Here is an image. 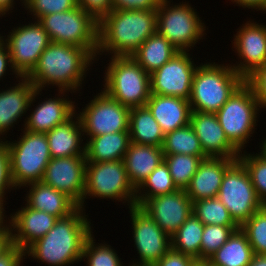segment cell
I'll return each instance as SVG.
<instances>
[{"label": "cell", "instance_id": "1", "mask_svg": "<svg viewBox=\"0 0 266 266\" xmlns=\"http://www.w3.org/2000/svg\"><path fill=\"white\" fill-rule=\"evenodd\" d=\"M156 32V9L111 10L99 21L97 54L110 51L113 56H132Z\"/></svg>", "mask_w": 266, "mask_h": 266}, {"label": "cell", "instance_id": "2", "mask_svg": "<svg viewBox=\"0 0 266 266\" xmlns=\"http://www.w3.org/2000/svg\"><path fill=\"white\" fill-rule=\"evenodd\" d=\"M94 58L84 48L51 42L26 78L39 90L46 84H55L61 94L74 91L81 86L83 75Z\"/></svg>", "mask_w": 266, "mask_h": 266}, {"label": "cell", "instance_id": "3", "mask_svg": "<svg viewBox=\"0 0 266 266\" xmlns=\"http://www.w3.org/2000/svg\"><path fill=\"white\" fill-rule=\"evenodd\" d=\"M83 210L78 207L70 215L57 219L53 228L32 243L25 254L50 266H67L82 260L85 240L91 234L90 222Z\"/></svg>", "mask_w": 266, "mask_h": 266}, {"label": "cell", "instance_id": "4", "mask_svg": "<svg viewBox=\"0 0 266 266\" xmlns=\"http://www.w3.org/2000/svg\"><path fill=\"white\" fill-rule=\"evenodd\" d=\"M244 82L245 79L228 65L214 62L197 66L188 100L191 110L216 113Z\"/></svg>", "mask_w": 266, "mask_h": 266}, {"label": "cell", "instance_id": "5", "mask_svg": "<svg viewBox=\"0 0 266 266\" xmlns=\"http://www.w3.org/2000/svg\"><path fill=\"white\" fill-rule=\"evenodd\" d=\"M103 90L129 108L143 107L151 95L150 74L132 56H113Z\"/></svg>", "mask_w": 266, "mask_h": 266}, {"label": "cell", "instance_id": "6", "mask_svg": "<svg viewBox=\"0 0 266 266\" xmlns=\"http://www.w3.org/2000/svg\"><path fill=\"white\" fill-rule=\"evenodd\" d=\"M39 22L51 42L81 47L97 56L99 22L80 6L66 12L48 14Z\"/></svg>", "mask_w": 266, "mask_h": 266}, {"label": "cell", "instance_id": "7", "mask_svg": "<svg viewBox=\"0 0 266 266\" xmlns=\"http://www.w3.org/2000/svg\"><path fill=\"white\" fill-rule=\"evenodd\" d=\"M23 132L18 142L5 141L10 154L11 178L16 188L41 182L52 158L45 133Z\"/></svg>", "mask_w": 266, "mask_h": 266}, {"label": "cell", "instance_id": "8", "mask_svg": "<svg viewBox=\"0 0 266 266\" xmlns=\"http://www.w3.org/2000/svg\"><path fill=\"white\" fill-rule=\"evenodd\" d=\"M258 107L252 88L244 82L215 113L228 140L240 152L254 132Z\"/></svg>", "mask_w": 266, "mask_h": 266}, {"label": "cell", "instance_id": "9", "mask_svg": "<svg viewBox=\"0 0 266 266\" xmlns=\"http://www.w3.org/2000/svg\"><path fill=\"white\" fill-rule=\"evenodd\" d=\"M217 197L239 227L264 206L239 160L225 172Z\"/></svg>", "mask_w": 266, "mask_h": 266}, {"label": "cell", "instance_id": "10", "mask_svg": "<svg viewBox=\"0 0 266 266\" xmlns=\"http://www.w3.org/2000/svg\"><path fill=\"white\" fill-rule=\"evenodd\" d=\"M87 196L128 201L136 206V189L130 183L124 161L87 162L84 199Z\"/></svg>", "mask_w": 266, "mask_h": 266}, {"label": "cell", "instance_id": "11", "mask_svg": "<svg viewBox=\"0 0 266 266\" xmlns=\"http://www.w3.org/2000/svg\"><path fill=\"white\" fill-rule=\"evenodd\" d=\"M168 0H162L157 11V32L164 36L179 51H189V47L204 35V23L187 3L169 6Z\"/></svg>", "mask_w": 266, "mask_h": 266}, {"label": "cell", "instance_id": "12", "mask_svg": "<svg viewBox=\"0 0 266 266\" xmlns=\"http://www.w3.org/2000/svg\"><path fill=\"white\" fill-rule=\"evenodd\" d=\"M5 40L11 57L12 71L19 77H26L51 43L49 35L37 20L12 30Z\"/></svg>", "mask_w": 266, "mask_h": 266}, {"label": "cell", "instance_id": "13", "mask_svg": "<svg viewBox=\"0 0 266 266\" xmlns=\"http://www.w3.org/2000/svg\"><path fill=\"white\" fill-rule=\"evenodd\" d=\"M99 94L78 114L83 132L93 137L129 131L130 108L110 97L104 90Z\"/></svg>", "mask_w": 266, "mask_h": 266}, {"label": "cell", "instance_id": "14", "mask_svg": "<svg viewBox=\"0 0 266 266\" xmlns=\"http://www.w3.org/2000/svg\"><path fill=\"white\" fill-rule=\"evenodd\" d=\"M86 165V155L51 158L41 182L64 193L83 208Z\"/></svg>", "mask_w": 266, "mask_h": 266}, {"label": "cell", "instance_id": "15", "mask_svg": "<svg viewBox=\"0 0 266 266\" xmlns=\"http://www.w3.org/2000/svg\"><path fill=\"white\" fill-rule=\"evenodd\" d=\"M133 239L140 261L134 266H153L171 249V237L140 207H130ZM169 239V240H168Z\"/></svg>", "mask_w": 266, "mask_h": 266}, {"label": "cell", "instance_id": "16", "mask_svg": "<svg viewBox=\"0 0 266 266\" xmlns=\"http://www.w3.org/2000/svg\"><path fill=\"white\" fill-rule=\"evenodd\" d=\"M186 51H179L162 67L150 74L151 94L189 100L196 65Z\"/></svg>", "mask_w": 266, "mask_h": 266}, {"label": "cell", "instance_id": "17", "mask_svg": "<svg viewBox=\"0 0 266 266\" xmlns=\"http://www.w3.org/2000/svg\"><path fill=\"white\" fill-rule=\"evenodd\" d=\"M192 207L184 189L147 199L140 206L170 237L192 214Z\"/></svg>", "mask_w": 266, "mask_h": 266}, {"label": "cell", "instance_id": "18", "mask_svg": "<svg viewBox=\"0 0 266 266\" xmlns=\"http://www.w3.org/2000/svg\"><path fill=\"white\" fill-rule=\"evenodd\" d=\"M190 125L207 157L238 160L240 151L228 140L215 113L192 111Z\"/></svg>", "mask_w": 266, "mask_h": 266}, {"label": "cell", "instance_id": "19", "mask_svg": "<svg viewBox=\"0 0 266 266\" xmlns=\"http://www.w3.org/2000/svg\"><path fill=\"white\" fill-rule=\"evenodd\" d=\"M234 47L243 62L231 66L244 79L266 64V25L245 23L235 35Z\"/></svg>", "mask_w": 266, "mask_h": 266}, {"label": "cell", "instance_id": "20", "mask_svg": "<svg viewBox=\"0 0 266 266\" xmlns=\"http://www.w3.org/2000/svg\"><path fill=\"white\" fill-rule=\"evenodd\" d=\"M236 161L221 157L204 158L185 189L192 202L217 197L225 172Z\"/></svg>", "mask_w": 266, "mask_h": 266}, {"label": "cell", "instance_id": "21", "mask_svg": "<svg viewBox=\"0 0 266 266\" xmlns=\"http://www.w3.org/2000/svg\"><path fill=\"white\" fill-rule=\"evenodd\" d=\"M57 218L44 211L35 210L28 205L11 216L10 226L12 244L24 251L36 240L46 235L54 226ZM17 230V231H16Z\"/></svg>", "mask_w": 266, "mask_h": 266}, {"label": "cell", "instance_id": "22", "mask_svg": "<svg viewBox=\"0 0 266 266\" xmlns=\"http://www.w3.org/2000/svg\"><path fill=\"white\" fill-rule=\"evenodd\" d=\"M165 134L190 124L191 106L181 97L151 94L145 105Z\"/></svg>", "mask_w": 266, "mask_h": 266}, {"label": "cell", "instance_id": "23", "mask_svg": "<svg viewBox=\"0 0 266 266\" xmlns=\"http://www.w3.org/2000/svg\"><path fill=\"white\" fill-rule=\"evenodd\" d=\"M21 78L22 82L19 81L17 86L0 92V135L26 113L36 95L42 91L36 89L26 77Z\"/></svg>", "mask_w": 266, "mask_h": 266}, {"label": "cell", "instance_id": "24", "mask_svg": "<svg viewBox=\"0 0 266 266\" xmlns=\"http://www.w3.org/2000/svg\"><path fill=\"white\" fill-rule=\"evenodd\" d=\"M130 183L137 189L142 182L164 161L162 147L131 142L124 158Z\"/></svg>", "mask_w": 266, "mask_h": 266}, {"label": "cell", "instance_id": "25", "mask_svg": "<svg viewBox=\"0 0 266 266\" xmlns=\"http://www.w3.org/2000/svg\"><path fill=\"white\" fill-rule=\"evenodd\" d=\"M74 103L65 98H49L39 104L27 117L24 130L47 133L57 125L65 123L76 112Z\"/></svg>", "mask_w": 266, "mask_h": 266}, {"label": "cell", "instance_id": "26", "mask_svg": "<svg viewBox=\"0 0 266 266\" xmlns=\"http://www.w3.org/2000/svg\"><path fill=\"white\" fill-rule=\"evenodd\" d=\"M27 185L31 186V189L26 196L27 204L25 205L32 209L44 211L59 219L70 215L79 207L67 195L42 182Z\"/></svg>", "mask_w": 266, "mask_h": 266}, {"label": "cell", "instance_id": "27", "mask_svg": "<svg viewBox=\"0 0 266 266\" xmlns=\"http://www.w3.org/2000/svg\"><path fill=\"white\" fill-rule=\"evenodd\" d=\"M75 115L46 133L52 158L85 155V145L83 148L79 146L80 141H83L81 140L83 128L79 116L76 117V122L73 121Z\"/></svg>", "mask_w": 266, "mask_h": 266}, {"label": "cell", "instance_id": "28", "mask_svg": "<svg viewBox=\"0 0 266 266\" xmlns=\"http://www.w3.org/2000/svg\"><path fill=\"white\" fill-rule=\"evenodd\" d=\"M89 140L85 144L87 162L122 160L131 143L129 131L93 136Z\"/></svg>", "mask_w": 266, "mask_h": 266}, {"label": "cell", "instance_id": "29", "mask_svg": "<svg viewBox=\"0 0 266 266\" xmlns=\"http://www.w3.org/2000/svg\"><path fill=\"white\" fill-rule=\"evenodd\" d=\"M253 255L247 236L239 227L205 263L208 266H247Z\"/></svg>", "mask_w": 266, "mask_h": 266}, {"label": "cell", "instance_id": "30", "mask_svg": "<svg viewBox=\"0 0 266 266\" xmlns=\"http://www.w3.org/2000/svg\"><path fill=\"white\" fill-rule=\"evenodd\" d=\"M178 52L164 36L156 32L143 42L132 57L148 74H152Z\"/></svg>", "mask_w": 266, "mask_h": 266}, {"label": "cell", "instance_id": "31", "mask_svg": "<svg viewBox=\"0 0 266 266\" xmlns=\"http://www.w3.org/2000/svg\"><path fill=\"white\" fill-rule=\"evenodd\" d=\"M129 135L131 142L162 147L164 133L146 106L130 108Z\"/></svg>", "mask_w": 266, "mask_h": 266}, {"label": "cell", "instance_id": "32", "mask_svg": "<svg viewBox=\"0 0 266 266\" xmlns=\"http://www.w3.org/2000/svg\"><path fill=\"white\" fill-rule=\"evenodd\" d=\"M204 224L192 213L171 236V248L200 262V245Z\"/></svg>", "mask_w": 266, "mask_h": 266}, {"label": "cell", "instance_id": "33", "mask_svg": "<svg viewBox=\"0 0 266 266\" xmlns=\"http://www.w3.org/2000/svg\"><path fill=\"white\" fill-rule=\"evenodd\" d=\"M162 151L164 154L206 156L190 124L165 134Z\"/></svg>", "mask_w": 266, "mask_h": 266}, {"label": "cell", "instance_id": "34", "mask_svg": "<svg viewBox=\"0 0 266 266\" xmlns=\"http://www.w3.org/2000/svg\"><path fill=\"white\" fill-rule=\"evenodd\" d=\"M144 187L149 189L146 190L147 192H144L145 194H141L140 189H144ZM177 190L178 188L173 182L168 166L165 161H163L136 189V206L140 207L147 199L159 195L170 194Z\"/></svg>", "mask_w": 266, "mask_h": 266}, {"label": "cell", "instance_id": "35", "mask_svg": "<svg viewBox=\"0 0 266 266\" xmlns=\"http://www.w3.org/2000/svg\"><path fill=\"white\" fill-rule=\"evenodd\" d=\"M204 158L207 156L164 154V161L178 189H186Z\"/></svg>", "mask_w": 266, "mask_h": 266}, {"label": "cell", "instance_id": "36", "mask_svg": "<svg viewBox=\"0 0 266 266\" xmlns=\"http://www.w3.org/2000/svg\"><path fill=\"white\" fill-rule=\"evenodd\" d=\"M192 213L204 225L238 226L218 197L193 201Z\"/></svg>", "mask_w": 266, "mask_h": 266}, {"label": "cell", "instance_id": "37", "mask_svg": "<svg viewBox=\"0 0 266 266\" xmlns=\"http://www.w3.org/2000/svg\"><path fill=\"white\" fill-rule=\"evenodd\" d=\"M240 229L247 236L254 254H266V205L257 210Z\"/></svg>", "mask_w": 266, "mask_h": 266}, {"label": "cell", "instance_id": "38", "mask_svg": "<svg viewBox=\"0 0 266 266\" xmlns=\"http://www.w3.org/2000/svg\"><path fill=\"white\" fill-rule=\"evenodd\" d=\"M239 226L204 225L200 245V262H206Z\"/></svg>", "mask_w": 266, "mask_h": 266}, {"label": "cell", "instance_id": "39", "mask_svg": "<svg viewBox=\"0 0 266 266\" xmlns=\"http://www.w3.org/2000/svg\"><path fill=\"white\" fill-rule=\"evenodd\" d=\"M238 160L248 171L257 196L266 205V155L262 151L256 156L241 153Z\"/></svg>", "mask_w": 266, "mask_h": 266}, {"label": "cell", "instance_id": "40", "mask_svg": "<svg viewBox=\"0 0 266 266\" xmlns=\"http://www.w3.org/2000/svg\"><path fill=\"white\" fill-rule=\"evenodd\" d=\"M92 234L85 240L82 258L88 259V266H122L116 252L110 245H95ZM96 246V247H95Z\"/></svg>", "mask_w": 266, "mask_h": 266}, {"label": "cell", "instance_id": "41", "mask_svg": "<svg viewBox=\"0 0 266 266\" xmlns=\"http://www.w3.org/2000/svg\"><path fill=\"white\" fill-rule=\"evenodd\" d=\"M23 3L38 21L48 14L62 13L78 7L77 0H23Z\"/></svg>", "mask_w": 266, "mask_h": 266}, {"label": "cell", "instance_id": "42", "mask_svg": "<svg viewBox=\"0 0 266 266\" xmlns=\"http://www.w3.org/2000/svg\"><path fill=\"white\" fill-rule=\"evenodd\" d=\"M0 139V205H3L5 190L14 186L11 178L10 154L5 142Z\"/></svg>", "mask_w": 266, "mask_h": 266}, {"label": "cell", "instance_id": "43", "mask_svg": "<svg viewBox=\"0 0 266 266\" xmlns=\"http://www.w3.org/2000/svg\"><path fill=\"white\" fill-rule=\"evenodd\" d=\"M245 82L252 88L260 108L266 107V64L256 69Z\"/></svg>", "mask_w": 266, "mask_h": 266}, {"label": "cell", "instance_id": "44", "mask_svg": "<svg viewBox=\"0 0 266 266\" xmlns=\"http://www.w3.org/2000/svg\"><path fill=\"white\" fill-rule=\"evenodd\" d=\"M78 6L91 14L98 22L112 10V0H77Z\"/></svg>", "mask_w": 266, "mask_h": 266}, {"label": "cell", "instance_id": "45", "mask_svg": "<svg viewBox=\"0 0 266 266\" xmlns=\"http://www.w3.org/2000/svg\"><path fill=\"white\" fill-rule=\"evenodd\" d=\"M199 263L195 258L175 251L172 248L153 266H196Z\"/></svg>", "mask_w": 266, "mask_h": 266}, {"label": "cell", "instance_id": "46", "mask_svg": "<svg viewBox=\"0 0 266 266\" xmlns=\"http://www.w3.org/2000/svg\"><path fill=\"white\" fill-rule=\"evenodd\" d=\"M162 0H112V10L157 9Z\"/></svg>", "mask_w": 266, "mask_h": 266}, {"label": "cell", "instance_id": "47", "mask_svg": "<svg viewBox=\"0 0 266 266\" xmlns=\"http://www.w3.org/2000/svg\"><path fill=\"white\" fill-rule=\"evenodd\" d=\"M23 256H26L25 251L12 244L0 255V266H20Z\"/></svg>", "mask_w": 266, "mask_h": 266}, {"label": "cell", "instance_id": "48", "mask_svg": "<svg viewBox=\"0 0 266 266\" xmlns=\"http://www.w3.org/2000/svg\"><path fill=\"white\" fill-rule=\"evenodd\" d=\"M0 37V78L6 73L7 65H11V57L5 41Z\"/></svg>", "mask_w": 266, "mask_h": 266}, {"label": "cell", "instance_id": "49", "mask_svg": "<svg viewBox=\"0 0 266 266\" xmlns=\"http://www.w3.org/2000/svg\"><path fill=\"white\" fill-rule=\"evenodd\" d=\"M12 228L6 225L0 231V255L12 245Z\"/></svg>", "mask_w": 266, "mask_h": 266}, {"label": "cell", "instance_id": "50", "mask_svg": "<svg viewBox=\"0 0 266 266\" xmlns=\"http://www.w3.org/2000/svg\"><path fill=\"white\" fill-rule=\"evenodd\" d=\"M232 2H236V4L238 3V5L243 8H259V10L263 11L266 9V0H232Z\"/></svg>", "mask_w": 266, "mask_h": 266}, {"label": "cell", "instance_id": "51", "mask_svg": "<svg viewBox=\"0 0 266 266\" xmlns=\"http://www.w3.org/2000/svg\"><path fill=\"white\" fill-rule=\"evenodd\" d=\"M247 266H266V254H254Z\"/></svg>", "mask_w": 266, "mask_h": 266}, {"label": "cell", "instance_id": "52", "mask_svg": "<svg viewBox=\"0 0 266 266\" xmlns=\"http://www.w3.org/2000/svg\"><path fill=\"white\" fill-rule=\"evenodd\" d=\"M14 0H0V16L5 15L13 6Z\"/></svg>", "mask_w": 266, "mask_h": 266}, {"label": "cell", "instance_id": "53", "mask_svg": "<svg viewBox=\"0 0 266 266\" xmlns=\"http://www.w3.org/2000/svg\"><path fill=\"white\" fill-rule=\"evenodd\" d=\"M3 211H4V208H3V205H0V231L4 228L3 226V219H4V215H3Z\"/></svg>", "mask_w": 266, "mask_h": 266}, {"label": "cell", "instance_id": "54", "mask_svg": "<svg viewBox=\"0 0 266 266\" xmlns=\"http://www.w3.org/2000/svg\"><path fill=\"white\" fill-rule=\"evenodd\" d=\"M261 148H262V149H261L260 151H262V152L266 155V139H265V141L263 142Z\"/></svg>", "mask_w": 266, "mask_h": 266}, {"label": "cell", "instance_id": "55", "mask_svg": "<svg viewBox=\"0 0 266 266\" xmlns=\"http://www.w3.org/2000/svg\"><path fill=\"white\" fill-rule=\"evenodd\" d=\"M196 266H208L205 262H199Z\"/></svg>", "mask_w": 266, "mask_h": 266}]
</instances>
